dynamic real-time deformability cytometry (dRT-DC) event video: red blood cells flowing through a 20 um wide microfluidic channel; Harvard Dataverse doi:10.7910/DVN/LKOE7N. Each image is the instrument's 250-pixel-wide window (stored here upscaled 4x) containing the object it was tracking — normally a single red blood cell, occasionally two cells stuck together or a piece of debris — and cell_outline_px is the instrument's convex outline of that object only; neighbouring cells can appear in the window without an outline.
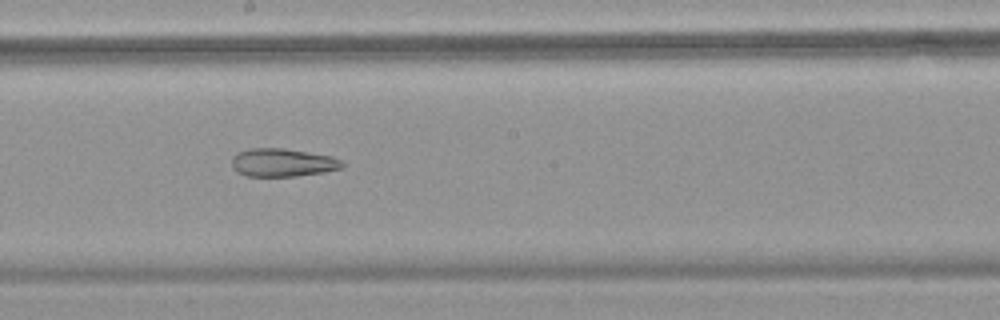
{"species": "common noctule bat (a hibernating species)", "species_latin": "Nyctalus noctula", "temperature_condition": "warm", "stored_images_in_passage": 49, "camera_frame_rate_fps": 3000, "um_per_image_px": 0.085, "animal": {"sex": "female", "body_mass_g": 18.4}, "frame": {"image": 1, "passage_image": 28, "time_ms": 9.0, "image_size_px": [1000, 320], "cell_outline_px": [[344, 164], [340, 168], [324, 172], [296, 176], [244, 176], [236, 172], [232, 168], [232, 156], [236, 152], [252, 148], [284, 148], [332, 156], [344, 160]], "centroid_in_image_um": [23.99, 13.81], "position_along_channel_um": 224.2, "area_um2": 18.32}}
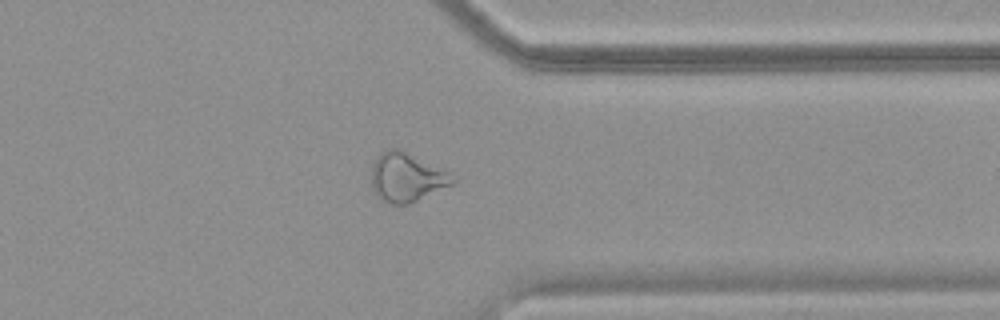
{"frame": {"image": 2, "passage_image": 39, "time_ms": 12.667, "image_size_px": [1000, 320], "cell_outline_px": [[456, 184], [408, 204], [392, 204], [380, 200], [376, 196], [372, 188], [372, 164], [376, 156], [380, 152], [388, 148], [400, 148], [448, 172], [456, 180]], "centroid_in_image_um": [34.55, 15.07], "position_along_channel_um": 376.9, "area_um2": 23.41}}
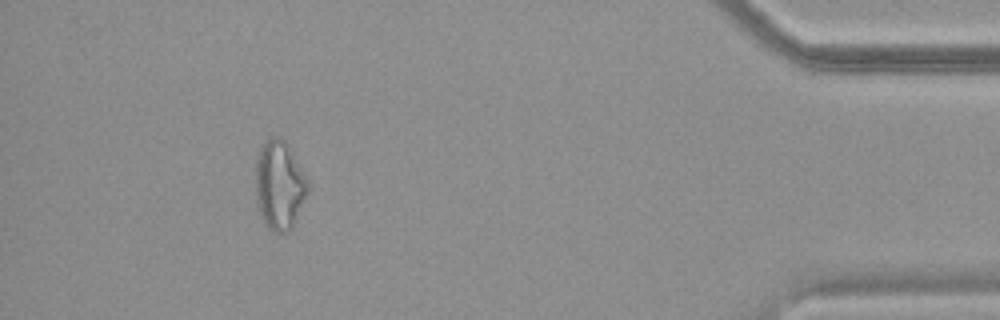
{"frame": {"image": 3, "passage_image": 45, "time_ms": 14.667, "image_size_px": [1000, 320], "cell_outline_px": [[312, 188], [292, 228], [288, 232], [272, 232], [268, 228], [264, 220], [256, 196], [256, 156], [260, 148], [268, 136], [280, 136], [288, 144], [308, 180]], "centroid_in_image_um": [23.8, 15.71], "position_along_channel_um": 411.4, "area_um2": 27.46}}